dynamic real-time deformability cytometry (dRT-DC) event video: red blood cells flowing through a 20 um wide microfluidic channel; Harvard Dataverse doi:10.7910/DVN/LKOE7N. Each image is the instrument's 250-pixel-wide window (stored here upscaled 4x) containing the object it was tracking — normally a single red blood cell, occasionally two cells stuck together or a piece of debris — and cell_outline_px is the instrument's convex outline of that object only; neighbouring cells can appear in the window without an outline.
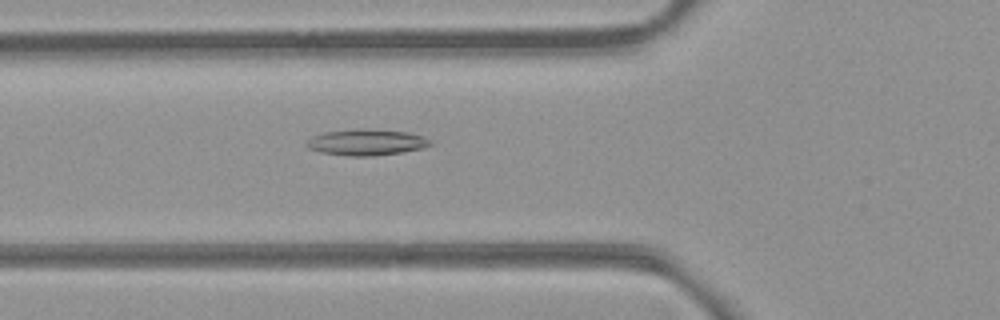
{"species": "common noctule bat (a hibernating species)", "species_latin": "Nyctalus noctula", "temperature_condition": "room temperature", "stored_images_in_passage": 51, "camera_frame_rate_fps": 3000, "um_per_image_px": 0.085, "animal": {"sex": "female", "body_mass_g": 21.9}, "frame": {"image": 1, "passage_image": 20, "time_ms": 6.333, "image_size_px": [1000, 320], "cell_outline_px": [[432, 144], [420, 148], [404, 152], [372, 156], [348, 156], [320, 152], [308, 148], [304, 144], [312, 136], [324, 132], [360, 128], [408, 132], [424, 136], [432, 140]], "centroid_in_image_um": [31.14, 12.09], "position_along_channel_um": 94.7, "area_um2": 18.96}}
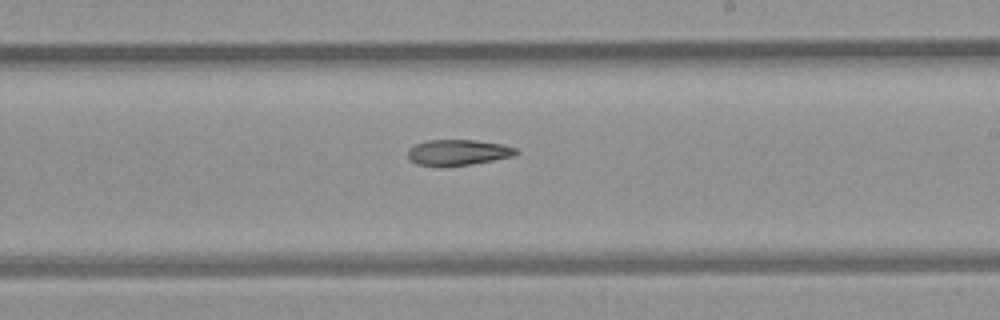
{"frame": {"image": 2, "passage_image": 32, "time_ms": 10.333, "image_size_px": [1000, 320], "cell_outline_px": [[520, 152], [512, 156], [472, 164], [440, 168], [416, 164], [408, 156], [408, 148], [416, 144], [428, 140], [476, 140], [504, 144], [516, 148]], "centroid_in_image_um": [38.92, 12.97], "position_along_channel_um": 250.1, "area_um2": 16.53}}
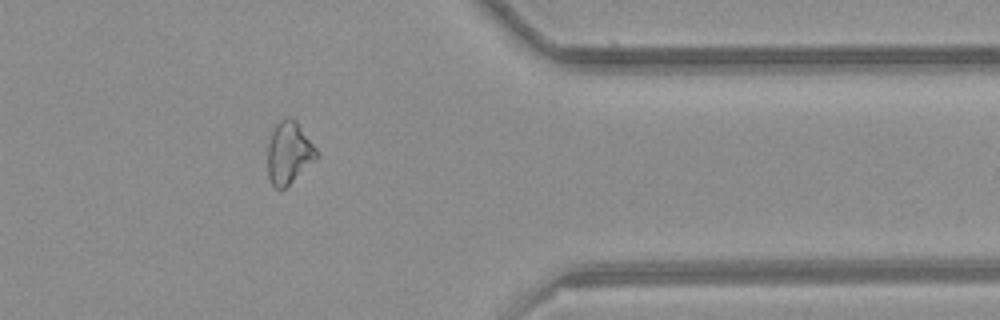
{"frame": {"image": 3, "passage_image": 44, "time_ms": 14.333, "image_size_px": [1000, 320], "cell_outline_px": [[316, 160], [284, 188], [276, 188], [272, 184], [268, 176], [268, 144], [272, 128], [280, 120], [288, 116], [296, 120], [316, 148]], "centroid_in_image_um": [24.54, 12.96], "position_along_channel_um": 386.9, "area_um2": 17.57}}